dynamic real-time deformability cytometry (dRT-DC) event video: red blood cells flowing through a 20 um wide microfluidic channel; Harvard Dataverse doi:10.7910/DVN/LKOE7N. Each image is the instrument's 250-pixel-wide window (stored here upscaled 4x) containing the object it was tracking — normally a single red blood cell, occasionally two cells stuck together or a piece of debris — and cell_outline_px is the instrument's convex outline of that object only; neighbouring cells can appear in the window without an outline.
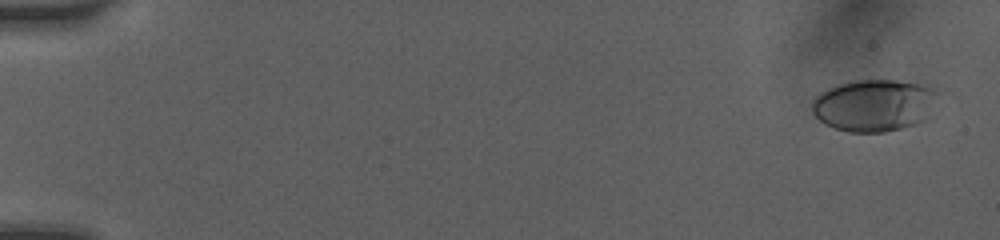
{"species": "human", "species_latin": "Homo sapiens", "temperature_condition": "room temperature", "stored_images_in_passage": 44, "camera_frame_rate_fps": 3000, "um_per_image_px": 0.085, "donor": {"sex": "female"}, "frame": {"image": 1, "passage_image": 5, "time_ms": 0.667, "image_size_px": [1000, 240], "cell_outline_px": [[944, 88], [928, 120], [904, 128], [884, 132], [848, 132], [824, 124], [812, 112], [812, 104], [816, 96], [828, 88], [848, 80], [892, 80], [936, 84]], "centroid_in_image_um": [74.47, 8.92], "position_along_channel_um": 10.5, "area_um2": 39.59}}
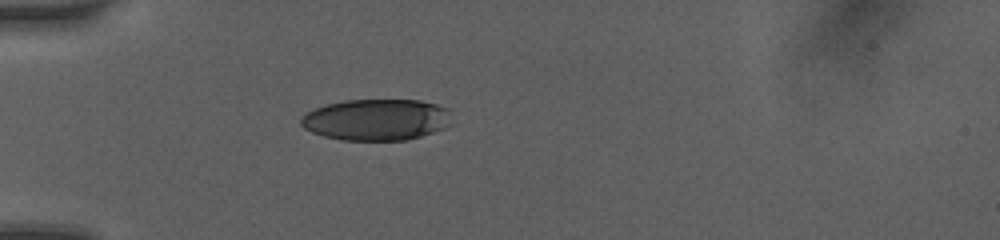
{"frame": {"image": 2, "passage_image": 34, "time_ms": 5.333, "image_size_px": [1000, 240], "cell_outline_px": [[448, 108], [444, 128], [408, 140], [340, 140], [324, 136], [312, 132], [304, 128], [300, 124], [300, 116], [316, 108], [328, 104], [344, 100], [420, 100], [436, 104]], "centroid_in_image_um": [31.91, 10.17], "position_along_channel_um": 53.1, "area_um2": 35.95}}
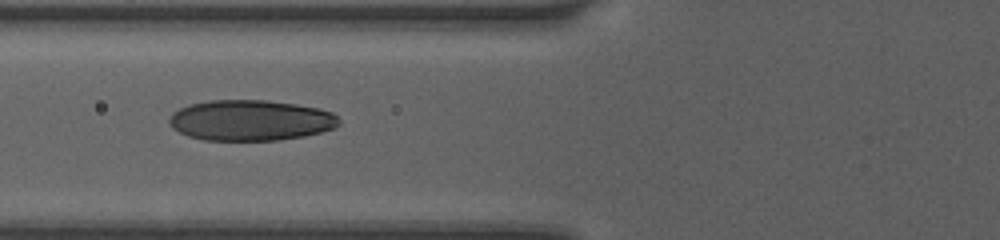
{"frame": {"image": 3, "passage_image": 43, "time_ms": 7.0, "image_size_px": [1000, 240], "cell_outline_px": [[340, 124], [332, 128], [320, 132], [304, 136], [276, 140], [204, 140], [188, 136], [172, 128], [168, 120], [172, 112], [188, 104], [208, 100], [268, 100], [296, 104], [320, 108], [332, 112], [340, 120]], "centroid_in_image_um": [21.28, 10.22], "position_along_channel_um": 104.5, "area_um2": 40.4}}